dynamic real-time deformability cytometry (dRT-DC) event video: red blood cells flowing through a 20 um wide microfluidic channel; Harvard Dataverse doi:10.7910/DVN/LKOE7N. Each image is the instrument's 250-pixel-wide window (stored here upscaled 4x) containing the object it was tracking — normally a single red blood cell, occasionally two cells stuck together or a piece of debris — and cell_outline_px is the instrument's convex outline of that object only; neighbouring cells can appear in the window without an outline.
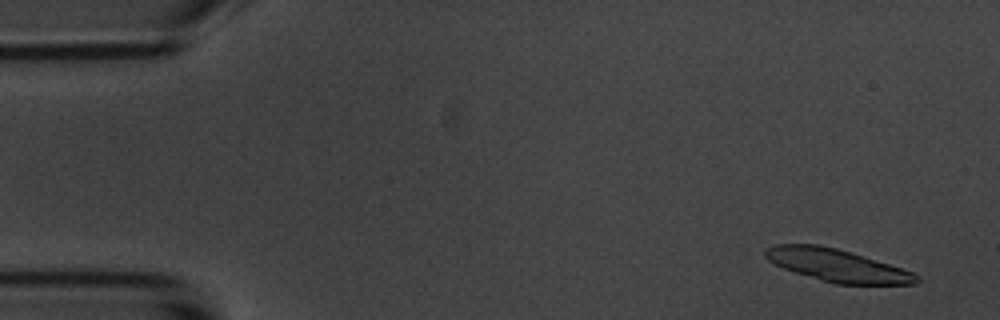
{"species": "common noctule bat (a hibernating species)", "species_latin": "Nyctalus noctula", "temperature_condition": "room temperature", "stored_images_in_passage": 4, "camera_frame_rate_fps": 3000, "um_per_image_px": 0.085, "animal": {"sex": "male", "body_mass_g": 20.1, "forearm_length_mm": 53.5}, "frame": {"image": 1, "passage_image": 1, "time_ms": 0.0, "image_size_px": [1000, 320], "cell_outline_px": [[920, 280], [916, 284], [836, 284], [796, 272], [784, 268], [768, 260], [764, 256], [764, 248], [776, 244], [820, 244], [836, 248], [864, 256], [912, 272], [920, 276]], "centroid_in_image_um": [71.14, 22.54], "position_along_channel_um": 13.9, "area_um2": 28.32}}